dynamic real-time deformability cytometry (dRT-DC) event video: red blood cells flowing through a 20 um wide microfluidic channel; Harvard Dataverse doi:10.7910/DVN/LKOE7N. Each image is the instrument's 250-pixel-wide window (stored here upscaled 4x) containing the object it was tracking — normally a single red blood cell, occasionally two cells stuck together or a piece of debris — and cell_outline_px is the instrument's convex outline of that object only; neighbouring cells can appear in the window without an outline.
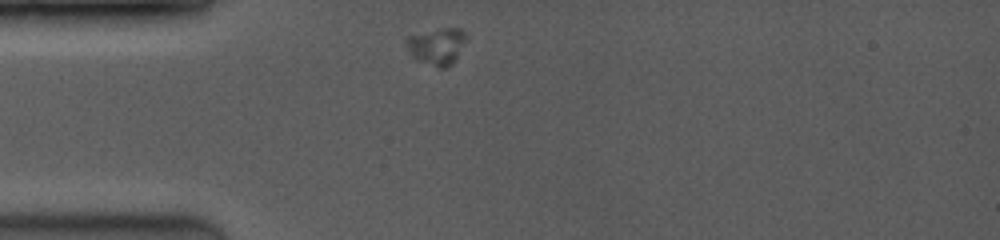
{"species": "common noctule bat (a hibernating species)", "species_latin": "Nyctalus noctula", "temperature_condition": "room temperature", "stored_images_in_passage": 5, "segment_of_instrument_passage": [2, 2], "camera_frame_rate_fps": 3500, "um_per_image_px": 0.085, "animal": {"sex": "female", "body_mass_g": 19.0, "forearm_length_mm": 53.3}, "frame": {"image": 1, "passage_image": 5, "time_ms": 3.429, "image_size_px": [1000, 240], "cell_outline_px": [[464, 40], [452, 64], [444, 68], [436, 68], [412, 56], [408, 52], [408, 36], [444, 28], [460, 28], [464, 32]], "centroid_in_image_um": [37.12, 3.94], "position_along_channel_um": 47.9, "area_um2": 12.14}}